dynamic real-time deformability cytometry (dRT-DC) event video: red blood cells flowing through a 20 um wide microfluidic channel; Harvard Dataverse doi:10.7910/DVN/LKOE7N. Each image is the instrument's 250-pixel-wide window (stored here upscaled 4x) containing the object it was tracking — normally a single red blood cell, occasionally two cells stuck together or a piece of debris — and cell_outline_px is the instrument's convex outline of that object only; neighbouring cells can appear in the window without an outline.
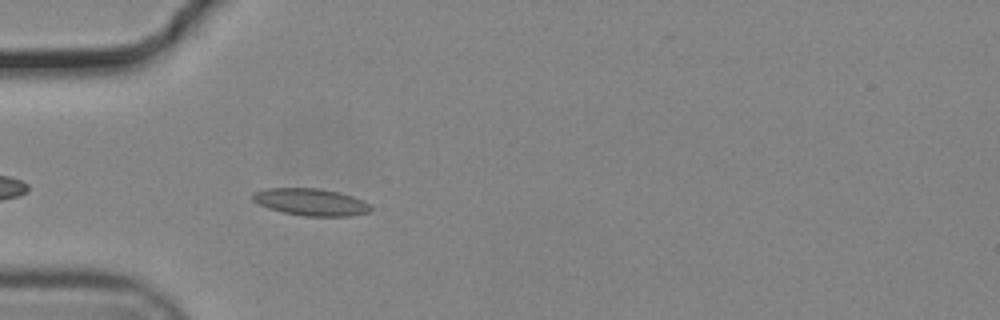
{"species": "common noctule bat (a hibernating species)", "species_latin": "Nyctalus noctula", "temperature_condition": "cold", "stored_images_in_passage": 42, "camera_frame_rate_fps": 3000, "um_per_image_px": 0.085, "animal": {"sex": "male", "body_mass_g": 19.2, "forearm_length_mm": 51.8}, "frame": {"image": 1, "passage_image": 4, "time_ms": 1.0, "image_size_px": [1000, 320], "cell_outline_px": [[372, 208], [368, 212], [348, 216], [304, 216], [284, 212], [268, 208], [252, 200], [252, 192], [264, 188], [320, 188], [352, 196], [364, 200]], "centroid_in_image_um": [26.39, 17.16], "position_along_channel_um": 58.6, "area_um2": 18.55}}
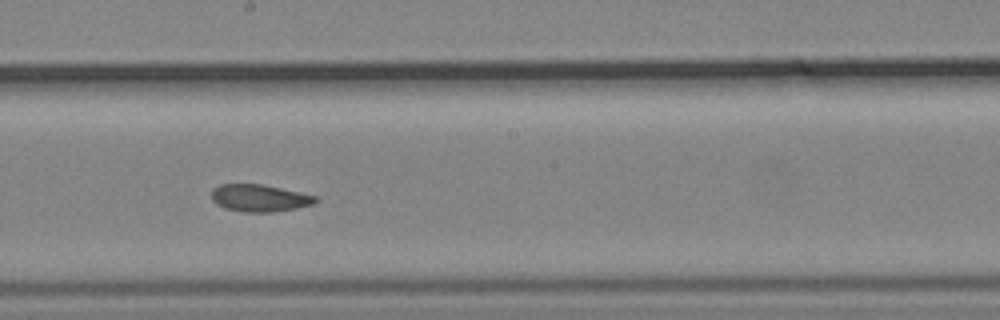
{"frame": {"image": 2, "passage_image": 18, "time_ms": 5.667, "image_size_px": [1000, 320], "cell_outline_px": [[320, 200], [316, 204], [296, 208], [272, 212], [244, 212], [224, 208], [216, 204], [212, 200], [212, 188], [220, 184], [264, 184], [300, 192], [316, 196]], "centroid_in_image_um": [22.08, 16.83], "position_along_channel_um": 226.1, "area_um2": 16.7}}
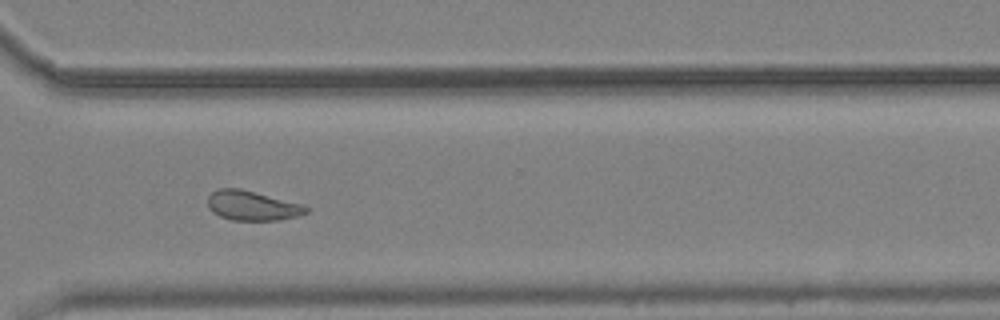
{"frame": {"image": 3, "passage_image": 28, "time_ms": 9.0, "image_size_px": [1000, 320], "cell_outline_px": [[308, 212], [300, 216], [280, 220], [232, 220], [220, 216], [212, 212], [208, 208], [208, 196], [212, 192], [220, 188], [240, 188], [300, 204], [308, 208]], "centroid_in_image_um": [21.41, 17.49], "position_along_channel_um": 349.2, "area_um2": 16.88}, "authors_computed_cell_mechanics": {"area_um2": 17.5134, "velocity_mm_per_s": 3.7017, "shape_relaxation_time_tau1_ms": 6.1209, "shape_relaxation_time_tau2_ms": 3.0437, "deformation_change_tau1": 0.1231, "deformation_change_tau2": 0.0853}}